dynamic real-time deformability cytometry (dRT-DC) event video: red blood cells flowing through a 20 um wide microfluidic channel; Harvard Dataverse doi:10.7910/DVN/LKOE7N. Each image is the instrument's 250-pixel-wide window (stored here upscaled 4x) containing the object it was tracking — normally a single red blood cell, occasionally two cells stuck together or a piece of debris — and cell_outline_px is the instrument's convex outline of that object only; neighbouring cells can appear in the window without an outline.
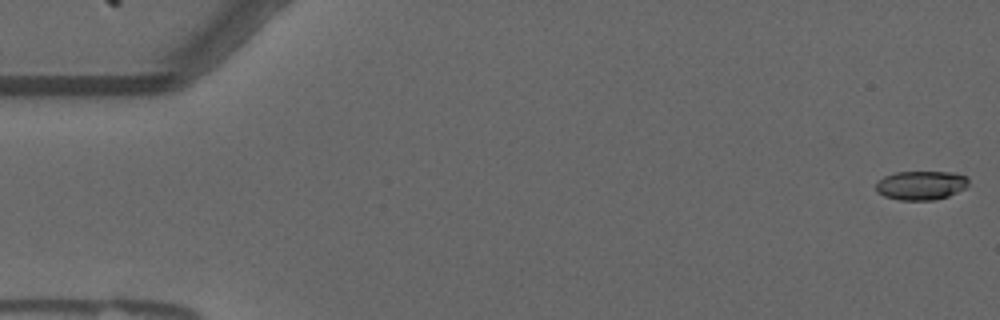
{"species": "common noctule bat (a hibernating species)", "species_latin": "Nyctalus noctula", "temperature_condition": "warm", "stored_images_in_passage": 3, "camera_frame_rate_fps": 3000, "um_per_image_px": 0.085, "animal": {"sex": "male", "forearm_length_mm": 52.5}, "frame": {"image": 1, "passage_image": 1, "time_ms": 0.0, "image_size_px": [1000, 320], "cell_outline_px": [[968, 184], [964, 188], [948, 196], [932, 200], [900, 200], [884, 196], [876, 192], [876, 184], [884, 176], [896, 172], [952, 172], [968, 176]], "centroid_in_image_um": [78.28, 15.75], "position_along_channel_um": 6.7, "area_um2": 15.61}}